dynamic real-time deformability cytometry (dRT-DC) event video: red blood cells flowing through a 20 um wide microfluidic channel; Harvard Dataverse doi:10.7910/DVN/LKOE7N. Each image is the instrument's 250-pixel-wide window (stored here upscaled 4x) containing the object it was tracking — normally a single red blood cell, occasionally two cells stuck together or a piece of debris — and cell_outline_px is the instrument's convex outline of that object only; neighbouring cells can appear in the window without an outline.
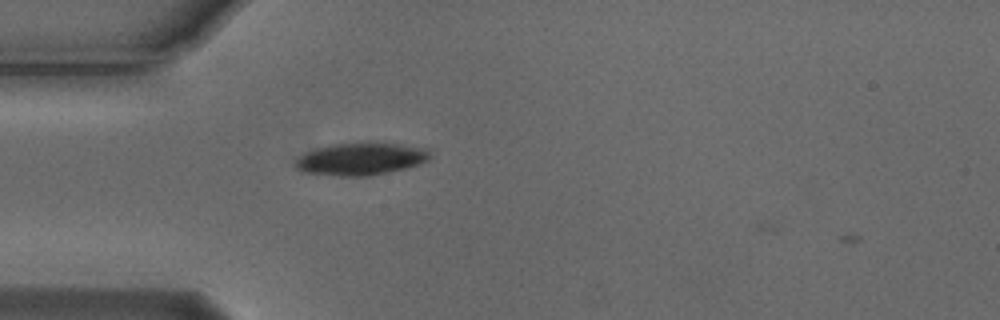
{"species": "Egyptian fruit bat (a non-hibernating species)", "species_latin": "Rousettus aegyptiacus", "temperature_condition": "cold", "stored_images_in_passage": 1, "camera_frame_rate_fps": 3000, "um_per_image_px": 0.085, "animal": {"sex": "male"}, "frame": {"image": 1, "passage_image": 1, "time_ms": 0.0, "image_size_px": [1000, 320], "cell_outline_px": [[432, 156], [428, 160], [420, 164], [408, 168], [368, 176], [340, 176], [304, 172], [296, 168], [296, 160], [300, 156], [316, 148], [332, 144], [368, 140], [400, 144], [428, 148]], "centroid_in_image_um": [30.74, 13.47], "position_along_channel_um": 54.3, "area_um2": 26.01}}